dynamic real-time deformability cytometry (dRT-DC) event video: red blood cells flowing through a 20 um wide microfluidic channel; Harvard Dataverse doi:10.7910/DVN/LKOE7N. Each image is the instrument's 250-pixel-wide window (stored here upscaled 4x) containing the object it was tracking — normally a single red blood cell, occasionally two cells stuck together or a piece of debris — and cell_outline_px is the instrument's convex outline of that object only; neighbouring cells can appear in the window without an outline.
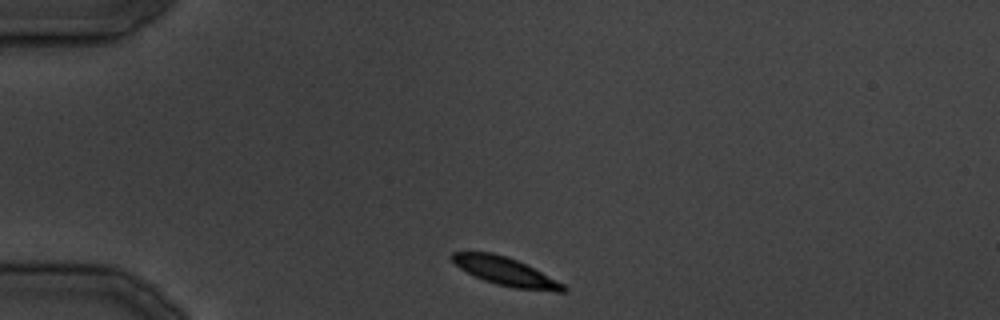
{"species": "common noctule bat (a hibernating species)", "species_latin": "Nyctalus noctula", "temperature_condition": "cold", "stored_images_in_passage": 28, "camera_frame_rate_fps": 3000, "um_per_image_px": 0.085, "animal": {"sex": "male", "body_mass_g": 19.5, "forearm_length_mm": 54.6}, "frame": {"image": 1, "passage_image": 1, "time_ms": 0.0, "image_size_px": [1000, 320], "cell_outline_px": [[568, 288], [564, 292], [556, 292], [512, 288], [496, 284], [484, 280], [460, 268], [448, 256], [452, 252], [492, 252], [508, 256], [564, 284]], "centroid_in_image_um": [42.96, 23.08], "position_along_channel_um": 42.0, "area_um2": 18.15}}
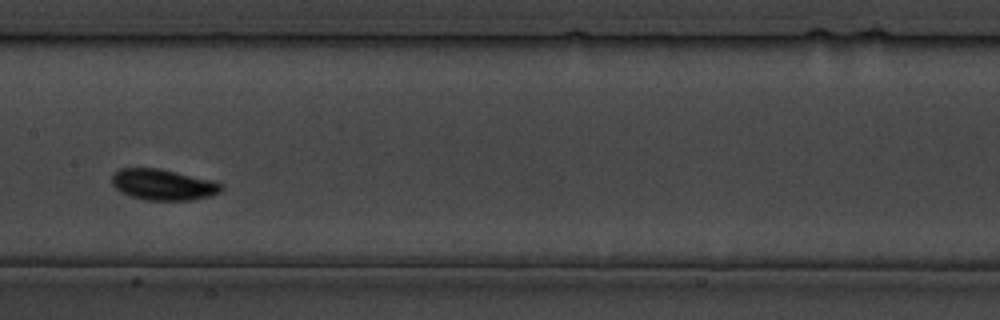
{"frame": {"image": 2, "passage_image": 11, "time_ms": 12.333, "image_size_px": [1000, 320], "cell_outline_px": [[224, 188], [220, 192], [208, 196], [192, 200], [144, 200], [128, 196], [120, 192], [112, 184], [112, 176], [120, 168], [156, 168], [216, 180], [224, 184]], "centroid_in_image_um": [13.89, 15.7], "position_along_channel_um": 193.5, "area_um2": 19.94}}
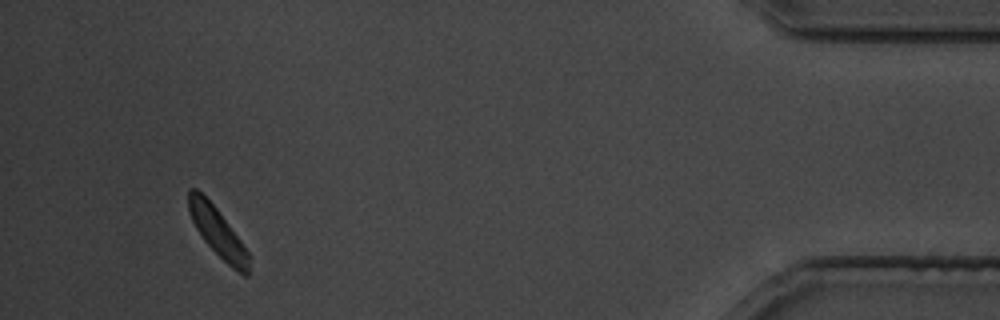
{"frame": {"image": 3, "passage_image": 26, "time_ms": 31.0, "image_size_px": [1000, 320], "cell_outline_px": [[248, 276], [244, 276], [232, 268], [204, 240], [196, 228], [192, 220], [188, 208], [188, 188], [196, 188], [216, 208], [240, 240], [248, 252]], "centroid_in_image_um": [18.47, 19.71], "position_along_channel_um": 416.7, "area_um2": 16.59}}